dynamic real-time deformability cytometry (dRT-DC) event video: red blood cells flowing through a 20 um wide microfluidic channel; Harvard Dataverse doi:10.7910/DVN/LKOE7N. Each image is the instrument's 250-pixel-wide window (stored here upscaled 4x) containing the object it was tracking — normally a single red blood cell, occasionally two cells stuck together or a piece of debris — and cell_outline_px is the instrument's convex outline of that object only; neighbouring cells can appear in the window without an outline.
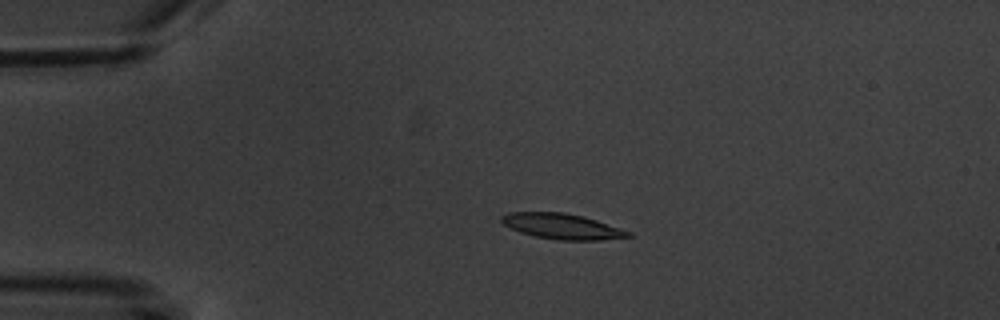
{"species": "common noctule bat (a hibernating species)", "species_latin": "Nyctalus noctula", "temperature_condition": "warm", "stored_images_in_passage": 4, "camera_frame_rate_fps": 3000, "um_per_image_px": 0.085, "animal": {"sex": "male", "body_mass_g": 20.1, "forearm_length_mm": 53.5}, "frame": {"image": 1, "passage_image": 3, "time_ms": 2.333, "image_size_px": [1000, 320], "cell_outline_px": [[632, 236], [600, 240], [556, 240], [536, 236], [520, 232], [504, 224], [500, 220], [500, 216], [508, 212], [564, 212], [584, 216], [632, 232]], "centroid_in_image_um": [47.77, 19.23], "position_along_channel_um": 37.2, "area_um2": 18.79}}